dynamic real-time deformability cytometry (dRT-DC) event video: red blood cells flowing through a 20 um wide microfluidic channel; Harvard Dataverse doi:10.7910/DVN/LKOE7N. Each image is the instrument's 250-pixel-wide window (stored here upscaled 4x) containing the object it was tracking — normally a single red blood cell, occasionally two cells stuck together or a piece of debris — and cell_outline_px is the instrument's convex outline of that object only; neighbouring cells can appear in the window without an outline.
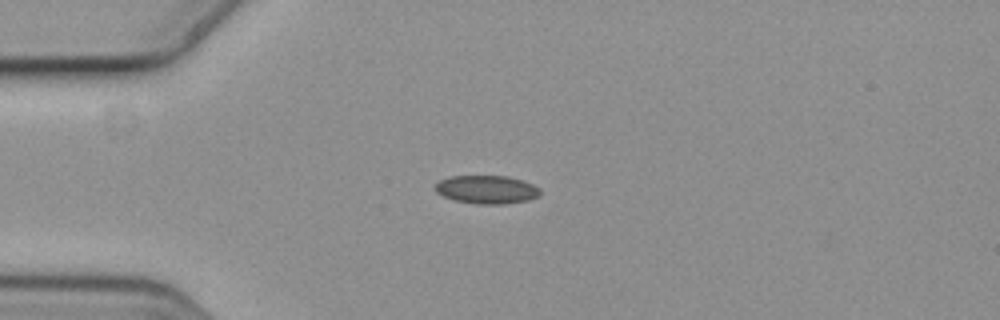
{"species": "common noctule bat (a hibernating species)", "species_latin": "Nyctalus noctula", "temperature_condition": "cold", "stored_images_in_passage": 4, "camera_frame_rate_fps": 3000, "um_per_image_px": 0.085, "animal": {"sex": "female", "body_mass_g": 19.3, "forearm_length_mm": 54.1}, "frame": {"image": 1, "passage_image": 2, "time_ms": 0.333, "image_size_px": [1000, 320], "cell_outline_px": [[540, 196], [528, 200], [504, 204], [476, 204], [456, 200], [444, 196], [436, 192], [436, 184], [440, 180], [448, 176], [508, 176], [532, 184], [540, 188]], "centroid_in_image_um": [41.39, 16.11], "position_along_channel_um": 43.6, "area_um2": 17.22}}
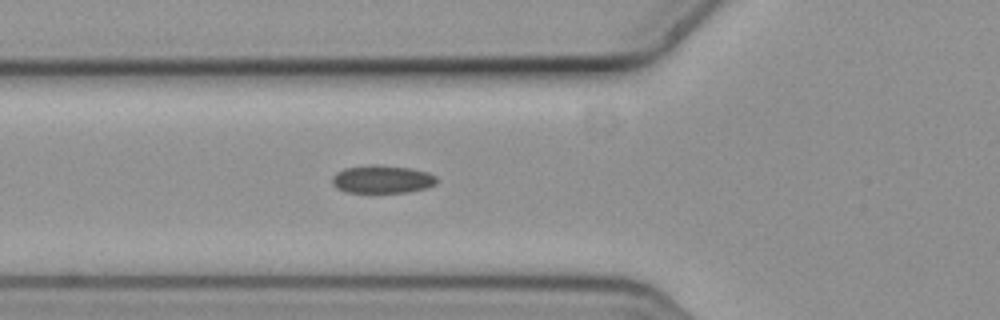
{"frame": {"image": 2, "passage_image": 4, "time_ms": 1.0, "image_size_px": [1000, 320], "cell_outline_px": [[440, 180], [436, 184], [428, 188], [408, 192], [344, 192], [336, 188], [332, 184], [332, 176], [336, 172], [344, 168], [408, 168], [428, 172], [436, 176]], "centroid_in_image_um": [32.53, 15.3], "position_along_channel_um": 93.3, "area_um2": 16.3}}